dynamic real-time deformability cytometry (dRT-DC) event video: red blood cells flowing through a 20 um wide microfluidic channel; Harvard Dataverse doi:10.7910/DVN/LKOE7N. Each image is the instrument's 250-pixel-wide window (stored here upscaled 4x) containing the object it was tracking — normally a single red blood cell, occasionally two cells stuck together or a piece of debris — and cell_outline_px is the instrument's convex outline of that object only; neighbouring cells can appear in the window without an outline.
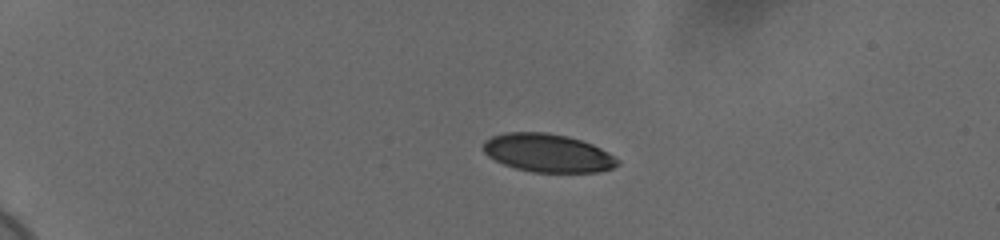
{"species": "human", "species_latin": "Homo sapiens", "temperature_condition": "cold", "stored_images_in_passage": 8, "camera_frame_rate_fps": 3000, "um_per_image_px": 0.085, "donor": {"sex": "female"}, "frame": {"image": 1, "passage_image": 1, "time_ms": 0.0, "image_size_px": [1000, 240], "cell_outline_px": [[620, 164], [612, 168], [600, 172], [532, 172], [516, 168], [504, 164], [488, 156], [484, 152], [484, 140], [492, 136], [504, 132], [548, 132], [568, 136], [592, 144], [608, 152], [620, 160]], "centroid_in_image_um": [46.58, 13.0], "position_along_channel_um": 38.4, "area_um2": 30.0}}